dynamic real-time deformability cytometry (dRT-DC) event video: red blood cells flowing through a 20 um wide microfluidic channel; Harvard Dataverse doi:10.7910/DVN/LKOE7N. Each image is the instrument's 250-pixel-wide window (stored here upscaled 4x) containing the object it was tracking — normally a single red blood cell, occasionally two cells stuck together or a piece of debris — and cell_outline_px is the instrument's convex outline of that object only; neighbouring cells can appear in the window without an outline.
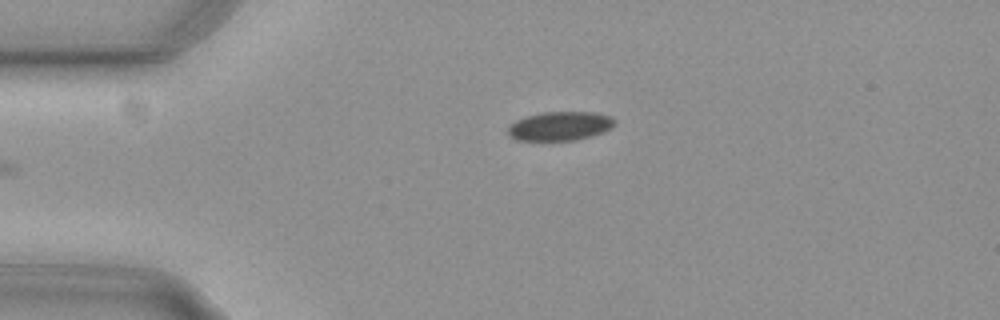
{"species": "common noctule bat (a hibernating species)", "species_latin": "Nyctalus noctula", "temperature_condition": "cold", "stored_images_in_passage": 33, "camera_frame_rate_fps": 3000, "um_per_image_px": 0.085, "animal": {"sex": "female", "body_mass_g": 29.2, "forearm_length_mm": 56.3}, "frame": {"image": 1, "passage_image": 1, "time_ms": 0.0, "image_size_px": [1000, 320], "cell_outline_px": [[616, 124], [604, 132], [572, 140], [516, 140], [508, 132], [508, 128], [516, 120], [524, 116], [544, 112], [592, 112], [612, 116], [616, 120]], "centroid_in_image_um": [47.62, 10.7], "position_along_channel_um": 37.4, "area_um2": 17.86}}
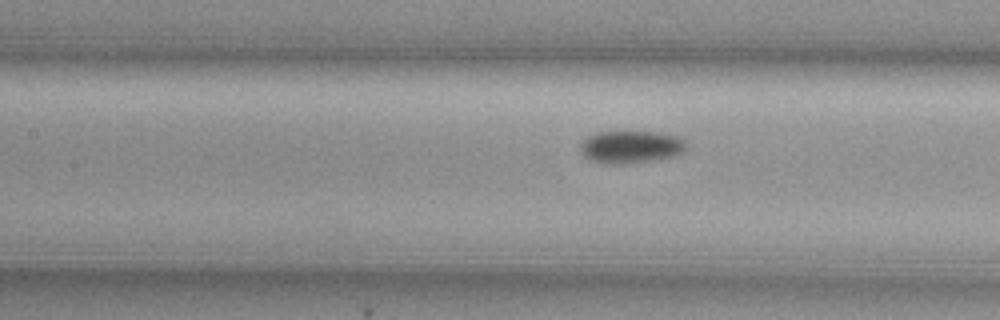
{"frame": {"image": 2, "passage_image": 13, "time_ms": 4.0, "image_size_px": [1000, 320], "cell_outline_px": [[684, 152], [672, 156], [648, 160], [608, 164], [592, 160], [584, 156], [580, 152], [580, 144], [588, 136], [596, 132], [656, 132], [676, 136], [684, 140]], "centroid_in_image_um": [53.57, 12.46], "position_along_channel_um": 153.8, "area_um2": 19.48}}
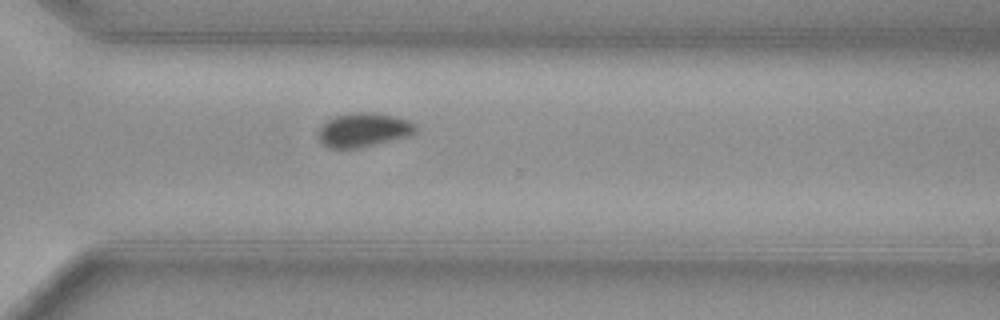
{"frame": {"image": 3, "passage_image": 28, "time_ms": 9.0, "image_size_px": [1000, 320], "cell_outline_px": [[416, 132], [408, 136], [356, 148], [328, 148], [316, 136], [316, 132], [320, 124], [336, 116], [348, 112], [372, 112], [396, 116], [408, 120], [416, 124]], "centroid_in_image_um": [30.85, 11.02], "position_along_channel_um": 339.7, "area_um2": 19.42}, "authors_computed_cell_mechanics": {"area_um2": 19.5942, "velocity_mm_per_s": 3.7352, "shape_relaxation_time_tau1_ms": 3.3226, "shape_relaxation_time_tau2_ms": null, "deformation_change_tau1": 0.0738, "deformation_change_tau2": null}}